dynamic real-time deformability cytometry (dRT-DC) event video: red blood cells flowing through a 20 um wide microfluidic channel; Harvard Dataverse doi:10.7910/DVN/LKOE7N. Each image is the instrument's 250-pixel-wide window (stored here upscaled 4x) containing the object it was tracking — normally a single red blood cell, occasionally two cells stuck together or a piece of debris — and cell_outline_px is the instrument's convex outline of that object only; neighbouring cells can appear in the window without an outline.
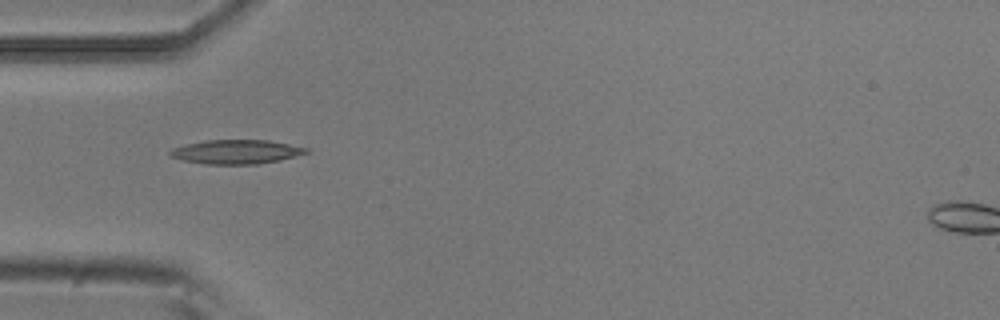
{"species": "common noctule bat (a hibernating species)", "species_latin": "Nyctalus noctula", "temperature_condition": "room temperature", "stored_images_in_passage": 4, "camera_frame_rate_fps": 3000, "um_per_image_px": 0.085, "animal": {"sex": "male", "body_mass_g": 20.5, "forearm_length_mm": 52.5}, "frame": {"image": 1, "passage_image": 2, "time_ms": 0.333, "image_size_px": [1000, 320], "cell_outline_px": [[308, 152], [280, 160], [256, 164], [204, 164], [184, 160], [168, 156], [168, 152], [172, 148], [184, 144], [208, 140], [268, 140], [308, 148]], "centroid_in_image_um": [20.02, 12.9], "position_along_channel_um": 65.0, "area_um2": 19.02}}
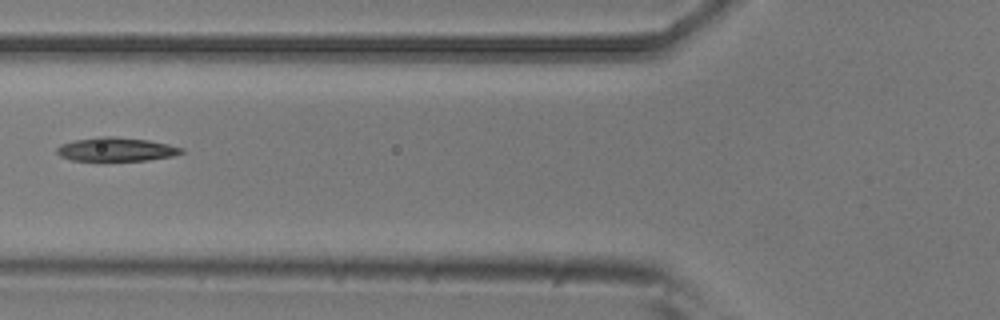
{"frame": {"image": 2, "passage_image": 3, "time_ms": 0.667, "image_size_px": [1000, 320], "cell_outline_px": [[184, 152], [172, 156], [148, 160], [72, 160], [60, 156], [56, 152], [56, 148], [60, 144], [76, 140], [96, 136], [116, 136], [148, 140], [168, 144], [184, 148]], "centroid_in_image_um": [9.87, 12.68], "position_along_channel_um": 115.9, "area_um2": 17.22}}
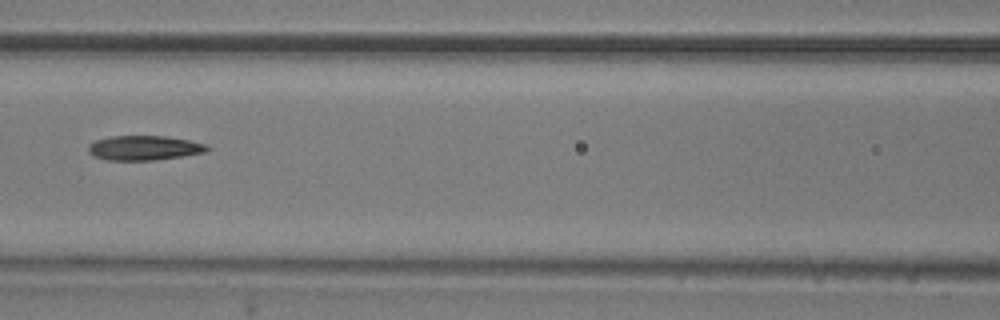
{"frame": {"image": 3, "passage_image": 4, "time_ms": 1.0, "image_size_px": [1000, 320], "cell_outline_px": [[212, 148], [208, 152], [152, 160], [108, 160], [96, 156], [88, 152], [88, 144], [96, 140], [108, 136], [168, 136], [188, 140], [204, 144]], "centroid_in_image_um": [12.26, 12.56], "position_along_channel_um": 154.3, "area_um2": 16.99}}